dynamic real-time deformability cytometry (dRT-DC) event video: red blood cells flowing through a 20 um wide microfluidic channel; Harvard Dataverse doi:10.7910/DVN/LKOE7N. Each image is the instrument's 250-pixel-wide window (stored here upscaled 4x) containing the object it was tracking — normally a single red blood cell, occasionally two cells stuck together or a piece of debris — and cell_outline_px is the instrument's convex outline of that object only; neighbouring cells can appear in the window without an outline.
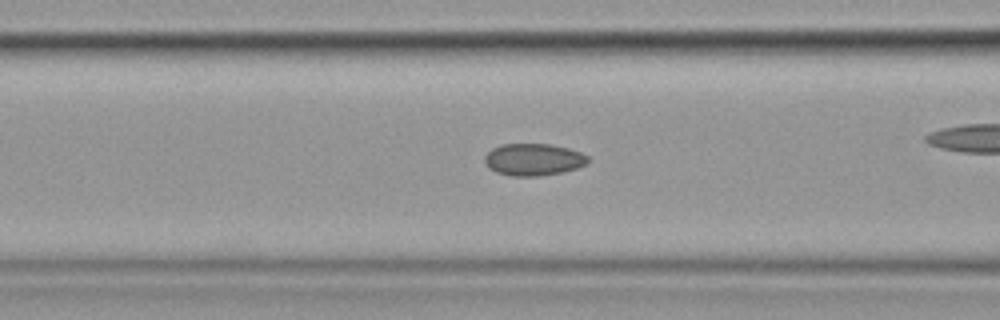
{"species": "common noctule bat (a hibernating species)", "species_latin": "Nyctalus noctula", "temperature_condition": "cold", "stored_images_in_passage": 45, "camera_frame_rate_fps": 3000, "um_per_image_px": 0.085, "animal": {"sex": "female", "body_mass_g": 19.9}, "frame": {"image": 1, "passage_image": 22, "time_ms": 7.0, "image_size_px": [1000, 320], "cell_outline_px": [[588, 164], [576, 168], [560, 172], [540, 176], [512, 176], [496, 172], [488, 168], [484, 164], [484, 156], [492, 148], [500, 144], [552, 144], [568, 148], [580, 152], [588, 156]], "centroid_in_image_um": [45.31, 13.56], "position_along_channel_um": 121.3, "area_um2": 19.42}}
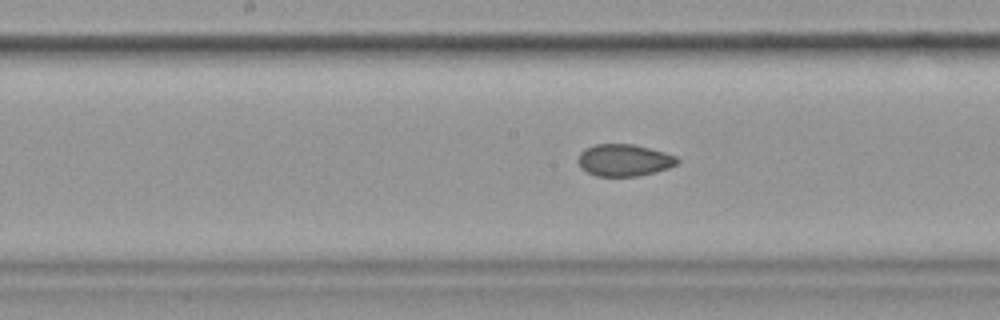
{"frame": {"image": 2, "passage_image": 28, "time_ms": 9.0, "image_size_px": [1000, 320], "cell_outline_px": [[680, 160], [676, 164], [668, 168], [656, 172], [636, 176], [596, 176], [580, 168], [576, 160], [580, 152], [584, 148], [596, 144], [632, 144], [664, 152], [676, 156]], "centroid_in_image_um": [53.01, 13.61], "position_along_channel_um": 195.2, "area_um2": 18.55}}
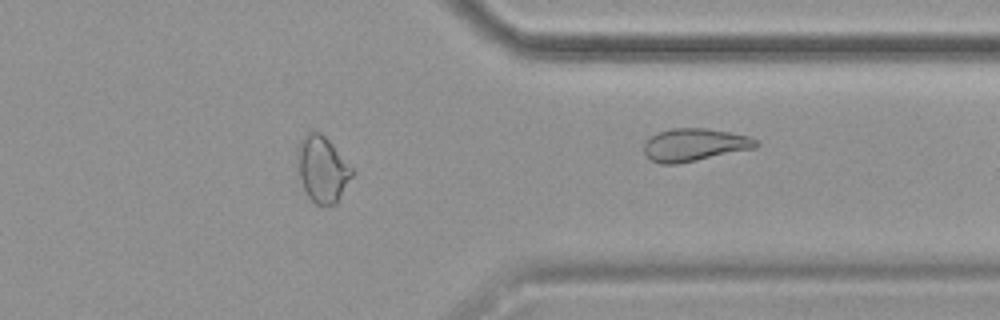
{"frame": {"image": 3, "passage_image": 44, "time_ms": 14.333, "image_size_px": [1000, 320], "cell_outline_px": [[356, 172], [336, 204], [316, 204], [308, 196], [304, 188], [300, 176], [296, 156], [296, 148], [300, 140], [308, 132], [320, 132], [332, 144]], "centroid_in_image_um": [27.41, 14.37], "position_along_channel_um": 384.0, "area_um2": 20.98}}